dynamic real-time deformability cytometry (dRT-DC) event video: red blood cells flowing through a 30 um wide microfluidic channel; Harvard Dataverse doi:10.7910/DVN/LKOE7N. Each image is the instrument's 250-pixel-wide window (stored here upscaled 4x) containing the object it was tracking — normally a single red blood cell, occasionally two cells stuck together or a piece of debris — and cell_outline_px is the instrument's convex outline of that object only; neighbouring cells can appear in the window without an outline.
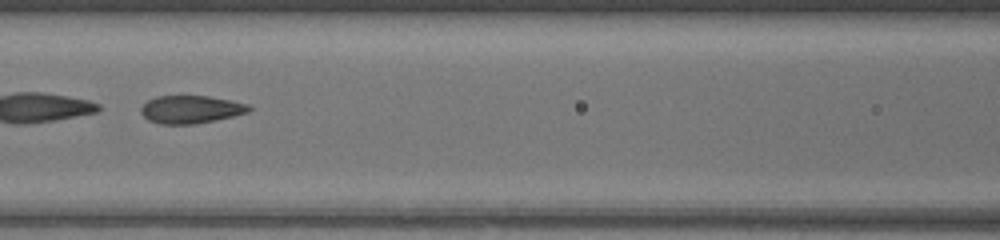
{"species": "common noctule bat (a hibernating species)", "species_latin": "Nyctalus noctula", "temperature_condition": "warm", "stored_images_in_passage": 52, "segment_of_instrument_passage": [2, 2], "camera_frame_rate_fps": 3000, "um_per_image_px": 0.085, "animal": {"sex": "female", "body_mass_g": 17.0, "forearm_length_mm": 48.0}, "frame": {"image": 1, "passage_image": 25, "time_ms": 8.0, "image_size_px": [1000, 240], "cell_outline_px": [[252, 108], [248, 112], [232, 116], [196, 124], [160, 124], [148, 120], [140, 112], [140, 108], [148, 100], [156, 96], [208, 96], [232, 100], [248, 104]], "centroid_in_image_um": [16.21, 9.3], "position_along_channel_um": 150.4, "area_um2": 17.51}}